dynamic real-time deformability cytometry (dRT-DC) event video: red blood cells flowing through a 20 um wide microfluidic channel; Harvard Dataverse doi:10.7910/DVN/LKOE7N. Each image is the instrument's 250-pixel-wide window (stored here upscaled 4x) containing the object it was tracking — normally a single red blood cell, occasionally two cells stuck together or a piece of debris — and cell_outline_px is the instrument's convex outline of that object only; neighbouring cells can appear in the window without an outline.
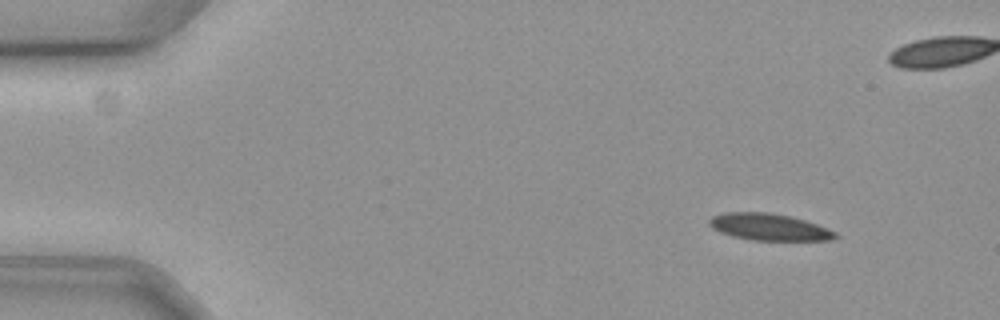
{"species": "common noctule bat (a hibernating species)", "species_latin": "Nyctalus noctula", "temperature_condition": "cold", "stored_images_in_passage": 18, "camera_frame_rate_fps": 3000, "um_per_image_px": 0.085, "animal": {"sex": "female", "body_mass_g": 19.3, "forearm_length_mm": 54.1}, "frame": {"image": 1, "passage_image": 6, "time_ms": 1.667, "image_size_px": [1000, 320], "cell_outline_px": [[840, 236], [832, 240], [752, 240], [732, 236], [720, 232], [712, 228], [708, 224], [708, 220], [712, 216], [724, 212], [768, 212], [788, 216], [804, 220], [816, 224], [836, 232]], "centroid_in_image_um": [65.34, 19.3], "position_along_channel_um": 19.7, "area_um2": 19.65}}